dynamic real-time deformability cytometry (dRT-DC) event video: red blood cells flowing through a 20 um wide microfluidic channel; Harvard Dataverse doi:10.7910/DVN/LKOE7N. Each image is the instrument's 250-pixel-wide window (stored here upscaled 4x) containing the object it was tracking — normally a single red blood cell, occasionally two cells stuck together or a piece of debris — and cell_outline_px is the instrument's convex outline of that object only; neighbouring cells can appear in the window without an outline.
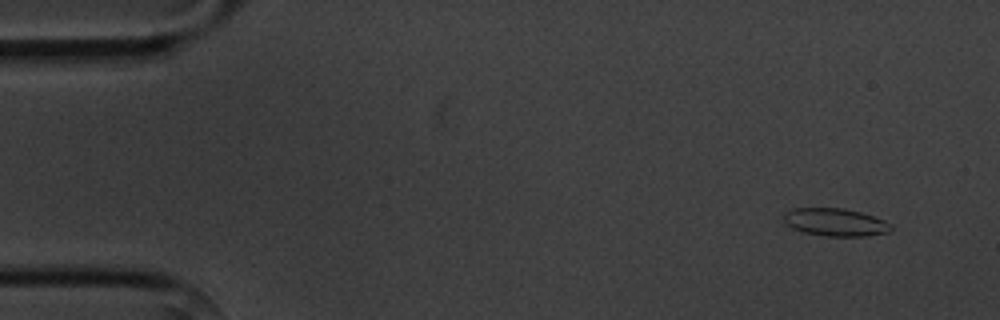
{"species": "common noctule bat (a hibernating species)", "species_latin": "Nyctalus noctula", "temperature_condition": "cold", "stored_images_in_passage": 5, "camera_frame_rate_fps": 3000, "um_per_image_px": 0.085, "animal": {"sex": "male", "body_mass_g": 20.1, "forearm_length_mm": 53.5}, "frame": {"image": 1, "passage_image": 5, "time_ms": 4.667, "image_size_px": [1000, 320], "cell_outline_px": [[892, 228], [888, 232], [864, 236], [828, 236], [804, 232], [792, 228], [784, 220], [784, 212], [792, 208], [844, 208], [860, 212], [884, 220], [892, 224]], "centroid_in_image_um": [71.0, 18.88], "position_along_channel_um": 14.0, "area_um2": 17.22}}